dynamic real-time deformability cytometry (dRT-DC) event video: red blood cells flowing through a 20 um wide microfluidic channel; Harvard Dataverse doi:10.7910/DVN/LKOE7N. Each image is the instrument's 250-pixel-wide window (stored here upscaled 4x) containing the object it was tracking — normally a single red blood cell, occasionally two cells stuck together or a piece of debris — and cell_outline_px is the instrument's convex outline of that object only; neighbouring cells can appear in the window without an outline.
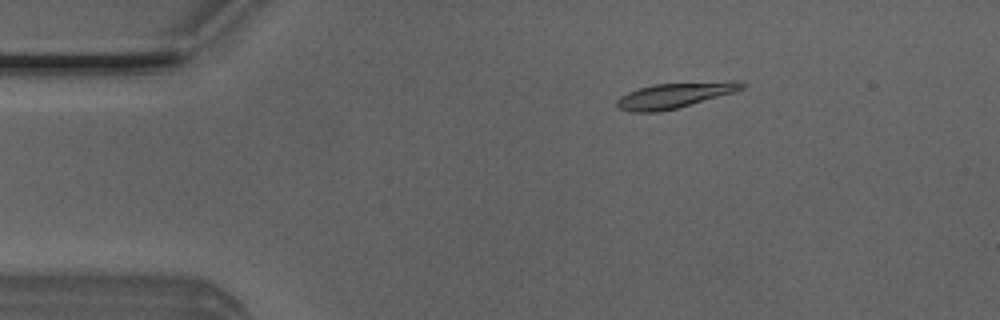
{"species": "Egyptian fruit bat (a non-hibernating species)", "species_latin": "Rousettus aegyptiacus", "temperature_condition": "room temperature", "stored_images_in_passage": 7, "camera_frame_rate_fps": 3000, "um_per_image_px": 0.085, "animal": {"sex": "male"}, "frame": {"image": 1, "passage_image": 1, "time_ms": 0.0, "image_size_px": [1000, 320], "cell_outline_px": [[744, 88], [736, 92], [676, 108], [656, 112], [632, 112], [616, 108], [616, 100], [620, 96], [628, 92], [652, 84], [732, 80], [740, 80], [744, 84]], "centroid_in_image_um": [57.36, 8.08], "position_along_channel_um": 27.6, "area_um2": 18.67}}
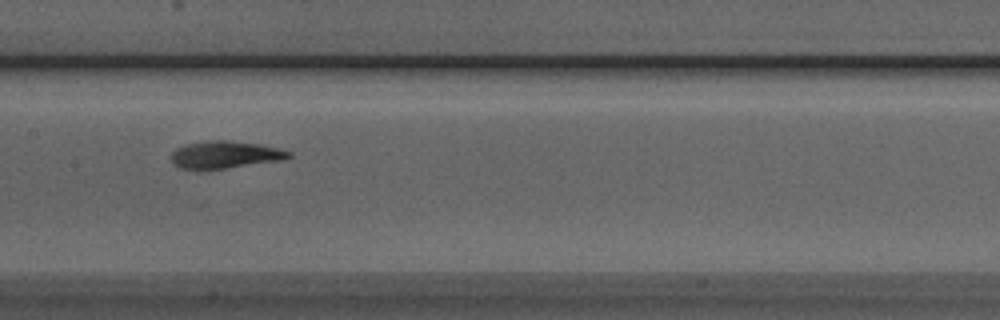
{"frame": {"image": 2, "passage_image": 6, "time_ms": 1.667, "image_size_px": [1000, 320], "cell_outline_px": [[292, 156], [284, 160], [208, 172], [200, 172], [180, 168], [172, 164], [172, 152], [176, 148], [188, 144], [208, 140], [224, 140], [260, 144], [292, 152]], "centroid_in_image_um": [19.11, 13.21], "position_along_channel_um": 188.3, "area_um2": 19.54}}
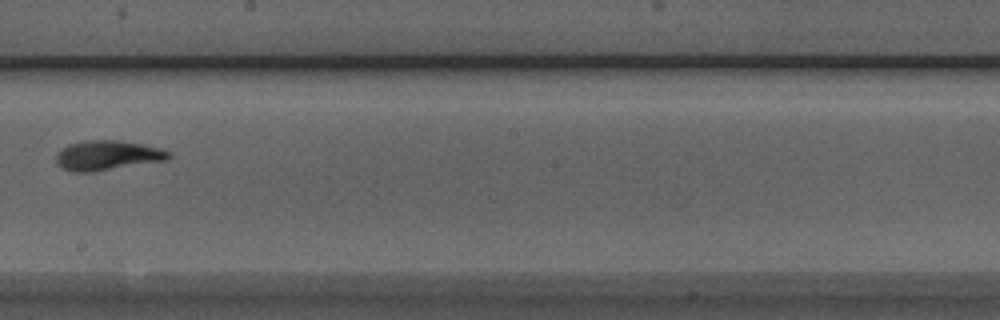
{"frame": {"image": 3, "passage_image": 7, "time_ms": 2.0, "image_size_px": [1000, 320], "cell_outline_px": [[172, 156], [168, 160], [92, 172], [72, 172], [56, 164], [56, 152], [68, 144], [84, 140], [120, 140], [160, 148], [172, 152]], "centroid_in_image_um": [9.13, 13.2], "position_along_channel_um": 239.1, "area_um2": 19.71}}